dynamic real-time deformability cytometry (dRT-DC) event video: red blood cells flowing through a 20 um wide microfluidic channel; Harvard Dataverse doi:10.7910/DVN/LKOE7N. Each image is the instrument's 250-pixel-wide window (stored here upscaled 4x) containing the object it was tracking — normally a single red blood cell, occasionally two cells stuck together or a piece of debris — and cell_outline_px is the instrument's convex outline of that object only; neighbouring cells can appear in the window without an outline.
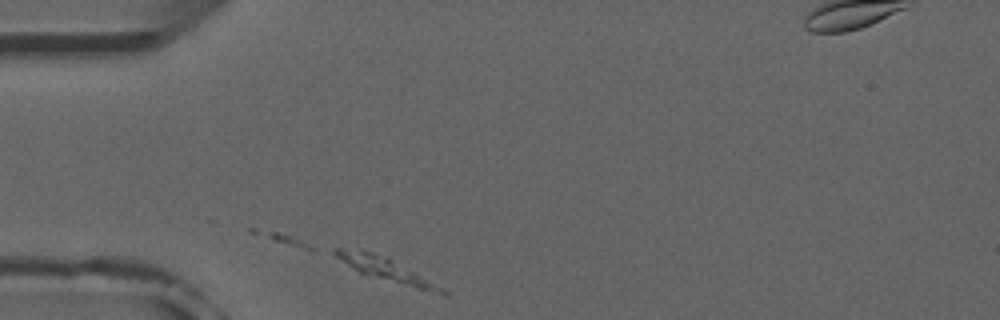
{"species": "common noctule bat (a hibernating species)", "species_latin": "Nyctalus noctula", "temperature_condition": "room temperature", "stored_images_in_passage": 2, "camera_frame_rate_fps": 3000, "um_per_image_px": 0.085, "animal": {"sex": "male", "forearm_length_mm": 52.5}, "frame": {"image": 1, "passage_image": 2, "time_ms": 0.333, "image_size_px": [1000, 320], "cell_outline_px": [[448, 296], [444, 296], [360, 272], [336, 256], [332, 252], [336, 248], [360, 248], [388, 256], [444, 288], [448, 292]], "centroid_in_image_um": [32.87, 22.88], "position_along_channel_um": 52.1, "area_um2": 14.39}}